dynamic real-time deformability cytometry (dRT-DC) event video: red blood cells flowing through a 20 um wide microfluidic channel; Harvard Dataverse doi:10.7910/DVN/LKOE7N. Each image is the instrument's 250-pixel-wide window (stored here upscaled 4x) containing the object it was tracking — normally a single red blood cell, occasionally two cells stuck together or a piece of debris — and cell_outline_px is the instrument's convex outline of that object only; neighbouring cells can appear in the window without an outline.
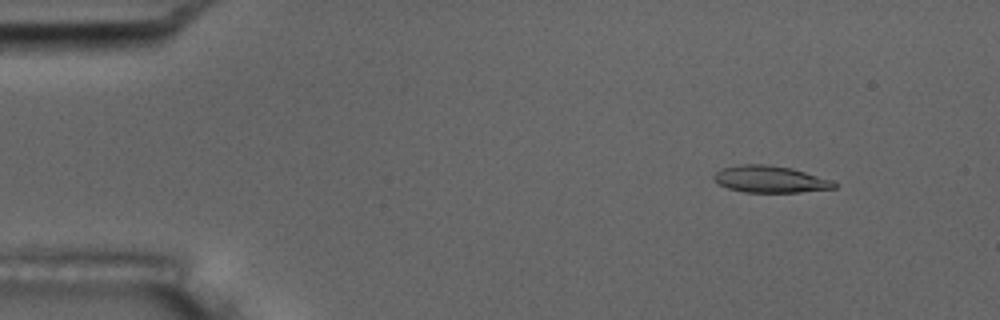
{"species": "common noctule bat (a hibernating species)", "species_latin": "Nyctalus noctula", "temperature_condition": "room temperature", "stored_images_in_passage": 5, "camera_frame_rate_fps": 3000, "um_per_image_px": 0.085, "animal": {"sex": "male", "body_mass_g": 17.5, "forearm_length_mm": 52.3}, "frame": {"image": 1, "passage_image": 3, "time_ms": 2.0, "image_size_px": [1000, 320], "cell_outline_px": [[836, 188], [800, 192], [744, 192], [728, 188], [720, 184], [712, 176], [720, 168], [740, 164], [768, 164], [792, 168], [832, 180], [836, 184]], "centroid_in_image_um": [65.46, 15.22], "position_along_channel_um": 19.5, "area_um2": 18.79}}